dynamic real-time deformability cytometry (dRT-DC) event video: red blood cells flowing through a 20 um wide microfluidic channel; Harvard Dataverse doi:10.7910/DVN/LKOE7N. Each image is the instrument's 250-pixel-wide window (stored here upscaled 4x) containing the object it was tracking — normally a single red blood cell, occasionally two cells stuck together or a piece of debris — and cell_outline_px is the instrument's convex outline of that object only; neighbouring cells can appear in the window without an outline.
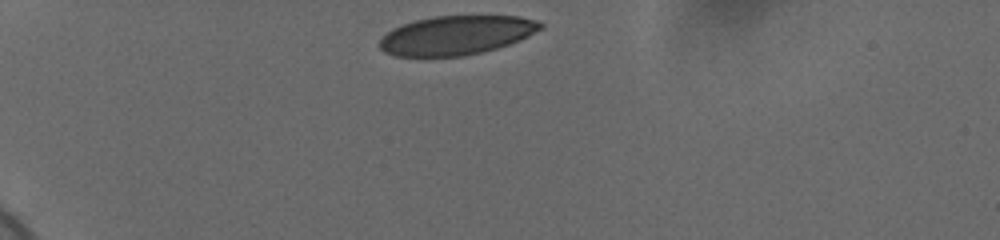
{"species": "human", "species_latin": "Homo sapiens", "temperature_condition": "cold", "stored_images_in_passage": 35, "camera_frame_rate_fps": 3000, "um_per_image_px": 0.085, "donor": {"sex": "female"}, "frame": {"image": 1, "passage_image": 1, "time_ms": 0.0, "image_size_px": [1000, 240], "cell_outline_px": [[544, 28], [520, 40], [496, 48], [464, 56], [396, 56], [384, 52], [376, 44], [392, 28], [416, 20], [432, 16], [520, 16], [536, 20], [544, 24]], "centroid_in_image_um": [38.79, 2.99], "position_along_channel_um": 46.2, "area_um2": 36.59}}
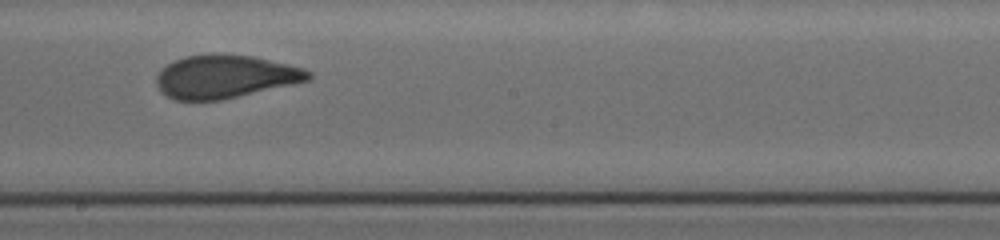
{"frame": {"image": 2, "passage_image": 20, "time_ms": 6.333, "image_size_px": [1000, 240], "cell_outline_px": [[312, 80], [220, 100], [176, 100], [160, 92], [156, 84], [156, 76], [160, 68], [184, 56], [252, 56], [288, 64], [304, 68], [312, 72]], "centroid_in_image_um": [19.15, 6.54], "position_along_channel_um": 229.1, "area_um2": 37.63}}
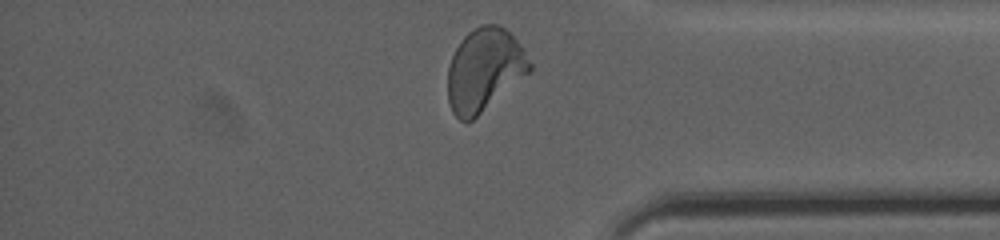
{"frame": {"image": 3, "passage_image": 34, "time_ms": 11.0, "image_size_px": [1000, 240], "cell_outline_px": [[532, 72], [472, 120], [460, 120], [452, 112], [448, 100], [448, 68], [452, 56], [460, 40], [468, 32], [480, 24], [500, 24], [524, 48], [532, 64]], "centroid_in_image_um": [41.19, 5.92], "position_along_channel_um": 394.0, "area_um2": 39.77}, "authors_computed_cell_mechanics": {"area_um2": 38.7838, "velocity_mm_per_s": 3.6989, "shape_relaxation_time_tau1_ms": 8.7678, "shape_relaxation_time_tau2_ms": null, "deformation_change_tau1": 0.2119, "deformation_change_tau2": null}}